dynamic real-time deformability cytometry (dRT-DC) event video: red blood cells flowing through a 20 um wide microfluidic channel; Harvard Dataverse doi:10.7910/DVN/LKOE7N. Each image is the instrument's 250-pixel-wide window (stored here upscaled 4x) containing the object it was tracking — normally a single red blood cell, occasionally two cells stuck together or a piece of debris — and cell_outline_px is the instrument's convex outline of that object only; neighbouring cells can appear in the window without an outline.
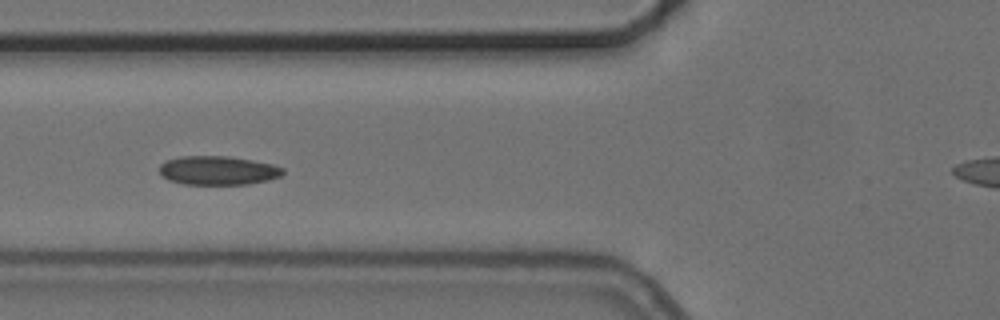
{"species": "common noctule bat (a hibernating species)", "species_latin": "Nyctalus noctula", "temperature_condition": "cold", "stored_images_in_passage": 9, "camera_frame_rate_fps": 3000, "um_per_image_px": 0.085, "animal": {"sex": "female", "body_mass_g": 24.6, "forearm_length_mm": 56.2}, "frame": {"image": 1, "passage_image": 6, "time_ms": 7.0, "image_size_px": [1000, 320], "cell_outline_px": [[284, 172], [280, 176], [268, 180], [248, 184], [184, 184], [168, 180], [160, 176], [160, 164], [168, 160], [180, 156], [228, 156], [252, 160], [272, 164], [284, 168]], "centroid_in_image_um": [18.51, 14.49], "position_along_channel_um": 107.3, "area_um2": 20.81}}
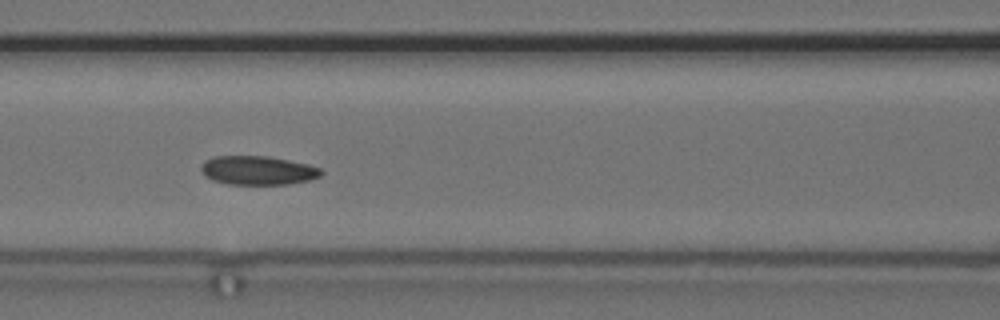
{"frame": {"image": 2, "passage_image": 7, "time_ms": 8.0, "image_size_px": [1000, 320], "cell_outline_px": [[324, 172], [320, 176], [308, 180], [288, 184], [228, 184], [212, 180], [204, 176], [200, 168], [204, 160], [216, 156], [268, 156], [308, 164], [320, 168]], "centroid_in_image_um": [21.89, 14.48], "position_along_channel_um": 144.7, "area_um2": 20.23}}
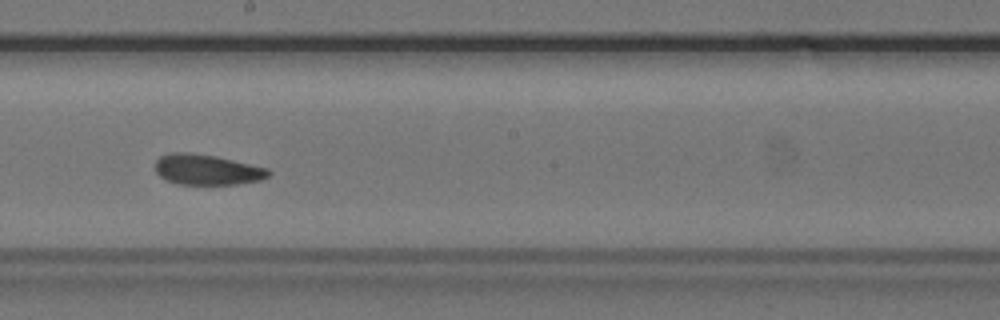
{"frame": {"image": 3, "passage_image": 9, "time_ms": 10.333, "image_size_px": [1000, 320], "cell_outline_px": [[272, 172], [268, 176], [260, 180], [236, 184], [180, 184], [164, 180], [156, 172], [156, 160], [160, 156], [168, 152], [188, 152], [216, 156], [268, 168]], "centroid_in_image_um": [17.57, 14.41], "position_along_channel_um": 230.6, "area_um2": 20.17}}